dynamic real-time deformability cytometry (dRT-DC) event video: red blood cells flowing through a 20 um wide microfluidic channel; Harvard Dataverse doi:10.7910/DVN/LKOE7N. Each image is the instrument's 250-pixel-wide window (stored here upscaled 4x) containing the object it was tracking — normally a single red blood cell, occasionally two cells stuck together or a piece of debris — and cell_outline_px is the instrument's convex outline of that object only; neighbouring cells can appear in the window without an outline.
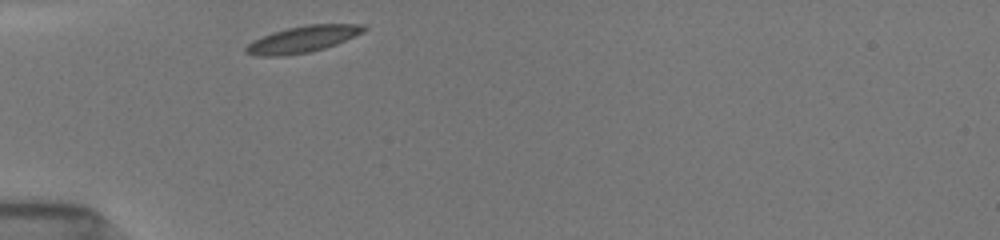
{"species": "common noctule bat (a hibernating species)", "species_latin": "Nyctalus noctula", "temperature_condition": "room temperature", "stored_images_in_passage": 30, "camera_frame_rate_fps": 3000, "um_per_image_px": 0.085, "animal": {"sex": "female", "body_mass_g": 19.5, "forearm_length_mm": 54.1}, "frame": {"image": 1, "passage_image": 1, "time_ms": 0.0, "image_size_px": [1000, 240], "cell_outline_px": [[368, 28], [364, 32], [336, 44], [324, 48], [308, 52], [284, 56], [256, 56], [244, 52], [244, 48], [252, 40], [272, 32], [288, 28], [308, 24], [364, 24]], "centroid_in_image_um": [25.71, 3.33], "position_along_channel_um": 59.3, "area_um2": 18.26}}
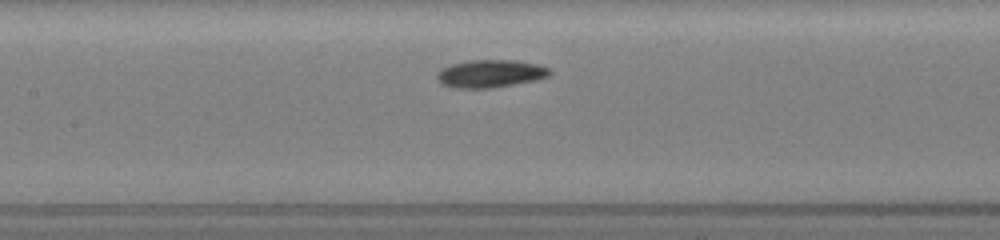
{"frame": {"image": 2, "passage_image": 10, "time_ms": 3.0, "image_size_px": [1000, 240], "cell_outline_px": [[552, 72], [548, 76], [536, 80], [492, 88], [452, 88], [440, 84], [436, 76], [436, 72], [440, 68], [452, 64], [472, 60], [516, 60], [536, 64], [552, 68]], "centroid_in_image_um": [41.66, 6.26], "position_along_channel_um": 165.7, "area_um2": 18.44}}
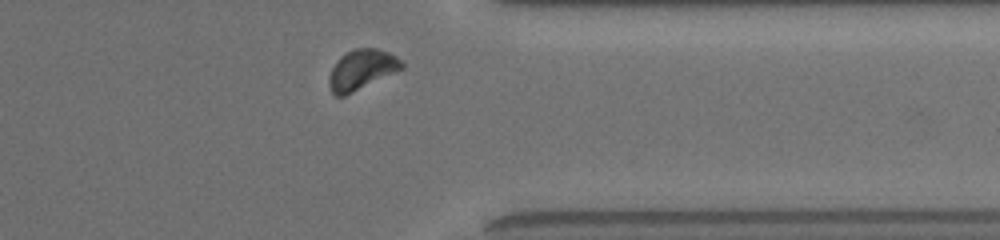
{"frame": {"image": 3, "passage_image": 27, "time_ms": 8.667, "image_size_px": [1000, 240], "cell_outline_px": [[404, 68], [344, 96], [336, 96], [332, 92], [328, 84], [328, 76], [336, 60], [340, 56], [352, 48], [376, 48], [388, 52], [396, 56], [404, 64]], "centroid_in_image_um": [30.71, 5.91], "position_along_channel_um": 380.7, "area_um2": 16.99}, "authors_computed_cell_mechanics": {"area_um2": 17.34, "velocity_mm_per_s": 3.8569, "shape_relaxation_time_tau1_ms": 2.4265, "shape_relaxation_time_tau2_ms": 6.1884, "deformation_change_tau1": 0.0768, "deformation_change_tau2": 0.0798}}